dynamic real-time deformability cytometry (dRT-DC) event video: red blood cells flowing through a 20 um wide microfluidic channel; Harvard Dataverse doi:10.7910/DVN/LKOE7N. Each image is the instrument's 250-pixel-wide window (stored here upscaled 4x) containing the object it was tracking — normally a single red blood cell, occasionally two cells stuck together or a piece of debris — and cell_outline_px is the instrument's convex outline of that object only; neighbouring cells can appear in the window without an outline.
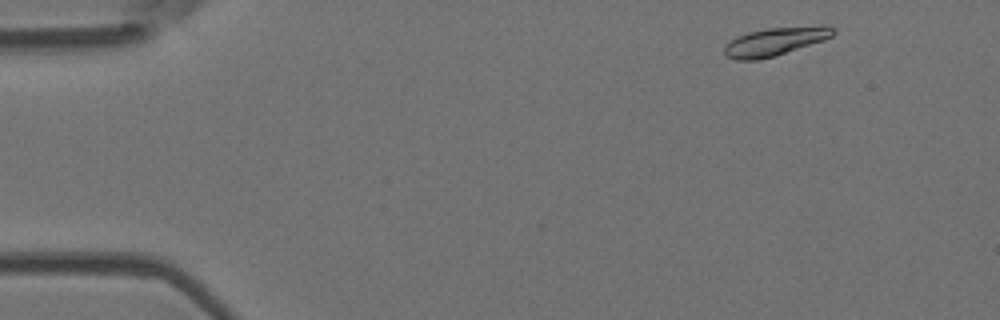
{"species": "Egyptian fruit bat (a non-hibernating species)", "species_latin": "Rousettus aegyptiacus", "temperature_condition": "room temperature", "stored_images_in_passage": 50, "camera_frame_rate_fps": 3000, "um_per_image_px": 0.085, "animal": {"sex": "female"}, "frame": {"image": 1, "passage_image": 2, "time_ms": 0.333, "image_size_px": [1000, 320], "cell_outline_px": [[836, 32], [832, 36], [824, 40], [776, 56], [760, 60], [736, 60], [724, 56], [724, 44], [736, 36], [748, 32], [768, 28], [824, 24], [836, 28]], "centroid_in_image_um": [65.9, 3.52], "position_along_channel_um": 19.1, "area_um2": 18.44}}
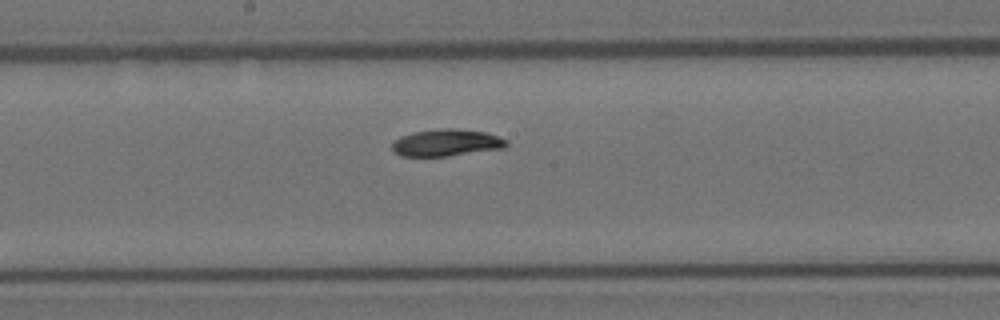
{"frame": {"image": 2, "passage_image": 25, "time_ms": 8.0, "image_size_px": [1000, 320], "cell_outline_px": [[508, 144], [504, 148], [448, 156], [400, 156], [392, 148], [392, 144], [400, 136], [412, 132], [440, 128], [456, 128], [484, 132], [500, 136], [508, 140]], "centroid_in_image_um": [37.97, 12.12], "position_along_channel_um": 210.2, "area_um2": 18.03}}
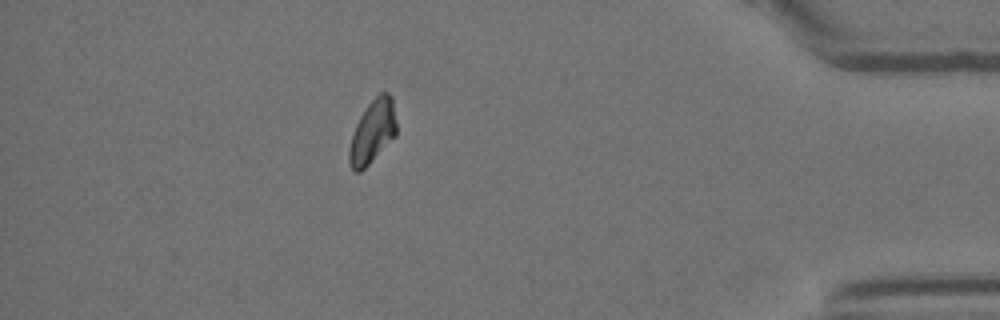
{"frame": {"image": 3, "passage_image": 44, "time_ms": 14.333, "image_size_px": [1000, 320], "cell_outline_px": [[396, 136], [360, 172], [352, 172], [348, 160], [348, 152], [352, 136], [356, 124], [360, 116], [368, 104], [380, 92], [388, 92], [392, 96], [396, 120]], "centroid_in_image_um": [31.67, 11.19], "position_along_channel_um": 403.5, "area_um2": 17.4}, "authors_computed_cell_mechanics": {"area_um2": 17.8602, "velocity_mm_per_s": 3.7465, "shape_relaxation_time_tau1_ms": 3.1813, "shape_relaxation_time_tau2_ms": 7.6435, "deformation_change_tau1": 0.1163, "deformation_change_tau2": 0.0734}}